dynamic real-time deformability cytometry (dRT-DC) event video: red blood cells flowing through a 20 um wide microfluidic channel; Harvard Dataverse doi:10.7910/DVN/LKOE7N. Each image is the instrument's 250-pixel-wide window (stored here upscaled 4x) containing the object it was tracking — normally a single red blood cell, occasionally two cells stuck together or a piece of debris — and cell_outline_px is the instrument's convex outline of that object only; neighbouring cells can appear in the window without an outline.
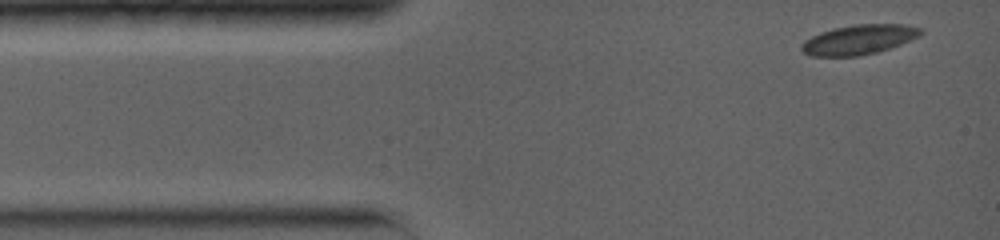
{"species": "common noctule bat (a hibernating species)", "species_latin": "Nyctalus noctula", "temperature_condition": "warm", "stored_images_in_passage": 8, "camera_frame_rate_fps": 5000, "um_per_image_px": 0.085, "animal": {"sex": "female", "body_mass_g": 19.0, "forearm_length_mm": 56.7}, "frame": {"image": 1, "passage_image": 1, "time_ms": 0.0, "image_size_px": [1000, 240], "cell_outline_px": [[924, 32], [920, 36], [900, 44], [876, 52], [860, 56], [812, 56], [804, 52], [800, 48], [800, 44], [804, 40], [820, 32], [832, 28], [856, 24], [904, 24], [920, 28]], "centroid_in_image_um": [72.99, 3.36], "position_along_channel_um": 12.0, "area_um2": 20.63}}
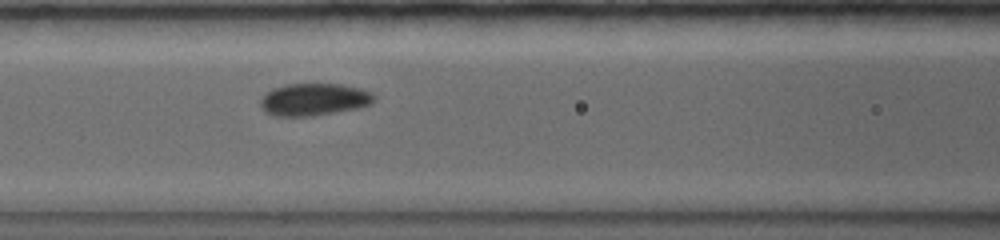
{"frame": {"image": 2, "passage_image": 6, "time_ms": 4.8, "image_size_px": [1000, 240], "cell_outline_px": [[376, 100], [368, 104], [356, 108], [312, 116], [276, 116], [264, 112], [260, 104], [260, 100], [264, 92], [272, 88], [284, 84], [340, 84], [360, 88], [372, 92], [376, 96]], "centroid_in_image_um": [26.64, 8.44], "position_along_channel_um": 140.0, "area_um2": 21.5}}
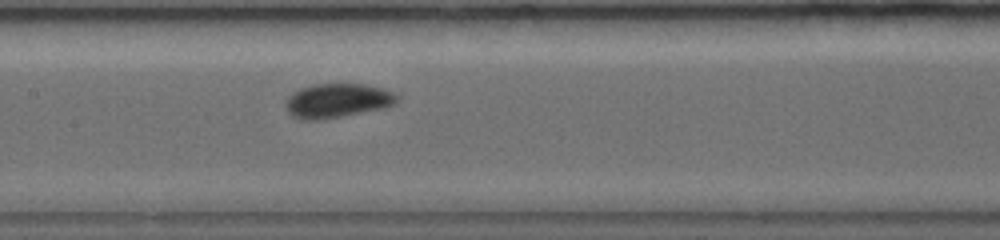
{"frame": {"image": 3, "passage_image": 7, "time_ms": 5.8, "image_size_px": [1000, 240], "cell_outline_px": [[400, 96], [396, 104], [384, 108], [320, 120], [296, 120], [284, 108], [284, 104], [288, 96], [292, 92], [300, 88], [312, 84], [364, 84], [384, 88]], "centroid_in_image_um": [28.64, 8.56], "position_along_channel_um": 178.8, "area_um2": 22.6}}